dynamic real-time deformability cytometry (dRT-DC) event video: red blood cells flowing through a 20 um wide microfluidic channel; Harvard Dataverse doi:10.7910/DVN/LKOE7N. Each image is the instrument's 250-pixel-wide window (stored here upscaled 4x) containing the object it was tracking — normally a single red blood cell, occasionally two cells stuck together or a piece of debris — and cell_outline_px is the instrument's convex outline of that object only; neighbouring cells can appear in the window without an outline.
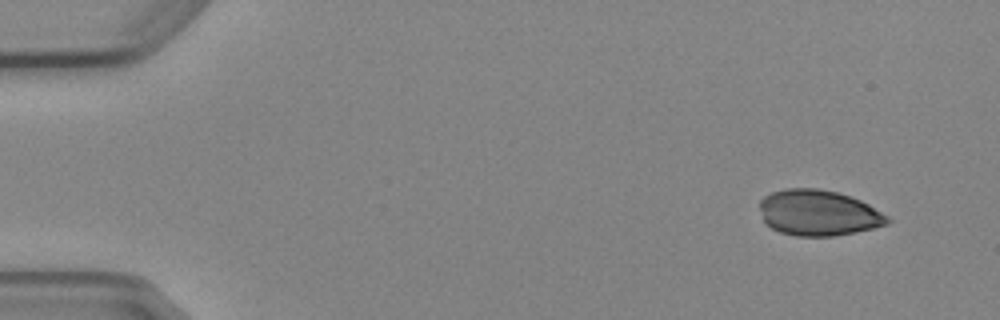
{"species": "Egyptian fruit bat (a non-hibernating species)", "species_latin": "Rousettus aegyptiacus", "temperature_condition": "cold", "stored_images_in_passage": 5, "camera_frame_rate_fps": 3000, "um_per_image_px": 0.085, "animal": {"sex": "female"}, "frame": {"image": 1, "passage_image": 1, "time_ms": 0.0, "image_size_px": [1000, 320], "cell_outline_px": [[892, 220], [888, 224], [872, 228], [832, 236], [796, 236], [780, 232], [764, 224], [760, 208], [760, 200], [764, 196], [772, 192], [784, 188], [816, 188], [836, 192], [860, 200], [868, 204], [888, 216]], "centroid_in_image_um": [69.53, 18.09], "position_along_channel_um": 15.5, "area_um2": 33.99}}
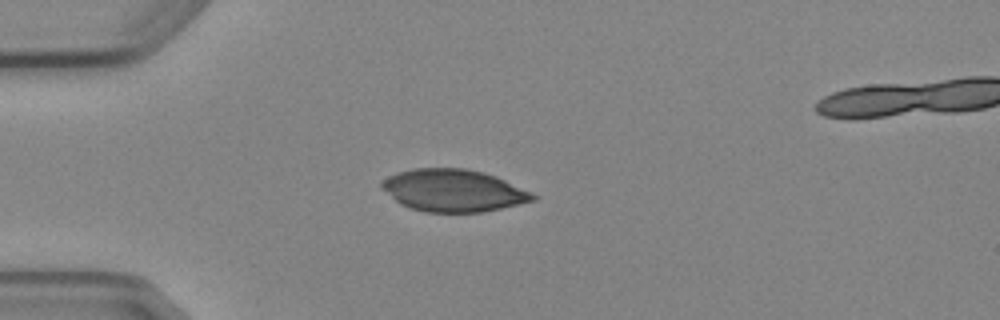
{"frame": {"image": 2, "passage_image": 4, "time_ms": 3.333, "image_size_px": [1000, 320], "cell_outline_px": [[540, 196], [536, 200], [500, 208], [480, 212], [424, 212], [400, 204], [380, 188], [380, 184], [388, 176], [396, 172], [412, 168], [468, 168], [484, 172], [496, 176], [532, 192]], "centroid_in_image_um": [38.54, 16.18], "position_along_channel_um": 46.5, "area_um2": 37.4}}